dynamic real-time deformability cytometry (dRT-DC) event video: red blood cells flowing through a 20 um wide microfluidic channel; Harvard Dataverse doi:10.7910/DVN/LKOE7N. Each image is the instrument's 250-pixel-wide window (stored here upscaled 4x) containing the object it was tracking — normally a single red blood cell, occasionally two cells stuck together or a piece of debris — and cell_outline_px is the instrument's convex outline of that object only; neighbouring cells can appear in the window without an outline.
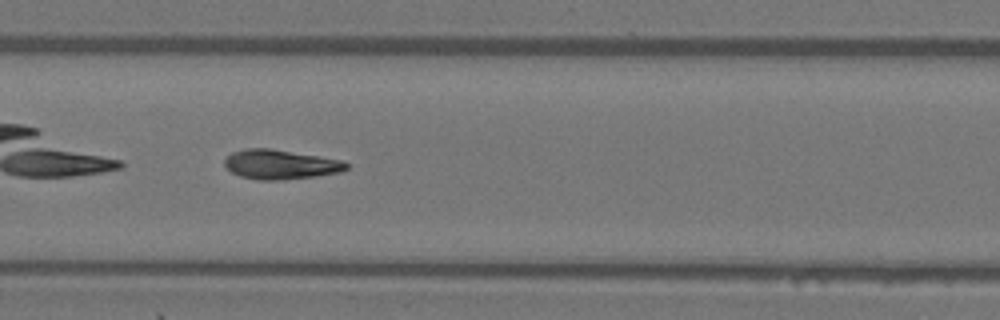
{"species": "Egyptian fruit bat (a non-hibernating species)", "species_latin": "Rousettus aegyptiacus", "temperature_condition": "warm", "stored_images_in_passage": 20, "camera_frame_rate_fps": 3000, "um_per_image_px": 0.085, "animal": {"sex": "female"}, "frame": {"image": 1, "passage_image": 14, "time_ms": 4.333, "image_size_px": [1000, 320], "cell_outline_px": [[348, 168], [340, 172], [316, 176], [280, 180], [256, 180], [240, 176], [232, 172], [224, 164], [224, 160], [232, 152], [244, 148], [268, 148], [340, 160], [348, 164]], "centroid_in_image_um": [23.79, 13.98], "position_along_channel_um": 183.6, "area_um2": 20.69}}